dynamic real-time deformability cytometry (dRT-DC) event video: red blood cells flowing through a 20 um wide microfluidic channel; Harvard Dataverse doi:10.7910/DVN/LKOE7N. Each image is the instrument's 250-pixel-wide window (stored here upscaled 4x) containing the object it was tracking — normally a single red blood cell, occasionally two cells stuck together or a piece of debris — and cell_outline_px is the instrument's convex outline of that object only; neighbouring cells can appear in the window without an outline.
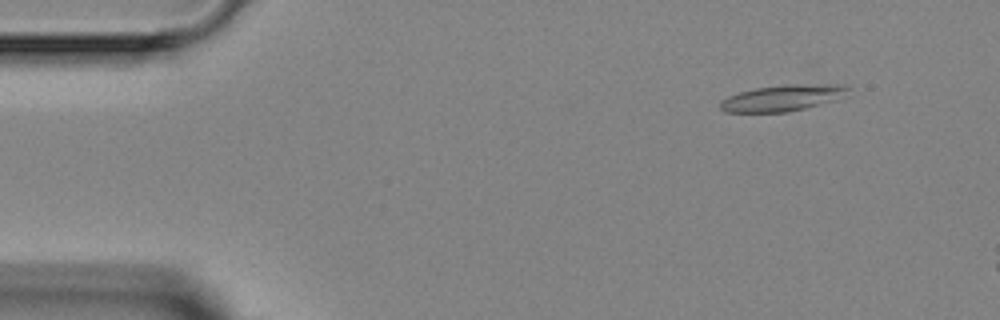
{"species": "Egyptian fruit bat (a non-hibernating species)", "species_latin": "Rousettus aegyptiacus", "temperature_condition": "room temperature", "stored_images_in_passage": 4, "camera_frame_rate_fps": 3000, "um_per_image_px": 0.085, "animal": {"sex": "female"}, "frame": {"image": 1, "passage_image": 2, "time_ms": 1.0, "image_size_px": [1000, 320], "cell_outline_px": [[852, 88], [832, 100], [804, 108], [788, 112], [724, 112], [720, 108], [720, 100], [728, 96], [740, 92], [756, 88], [788, 84], [844, 84]], "centroid_in_image_um": [66.46, 8.32], "position_along_channel_um": 18.5, "area_um2": 19.25}}